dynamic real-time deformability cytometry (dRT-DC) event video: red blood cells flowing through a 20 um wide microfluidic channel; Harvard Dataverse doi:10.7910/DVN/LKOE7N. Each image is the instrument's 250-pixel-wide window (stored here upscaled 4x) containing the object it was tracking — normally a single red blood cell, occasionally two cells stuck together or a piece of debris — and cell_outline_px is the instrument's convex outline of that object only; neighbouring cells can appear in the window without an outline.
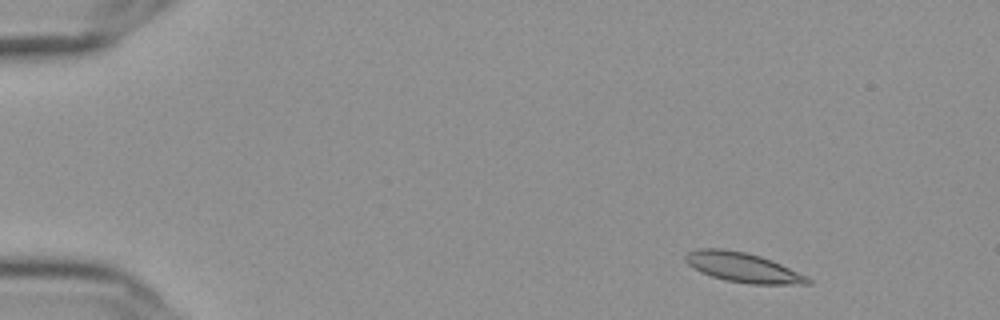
{"species": "Egyptian fruit bat (a non-hibernating species)", "species_latin": "Rousettus aegyptiacus", "temperature_condition": "cold", "stored_images_in_passage": 54, "camera_frame_rate_fps": 3000, "um_per_image_px": 0.085, "frame": {"image": 1, "passage_image": 4, "time_ms": 1.0, "image_size_px": [1000, 320], "cell_outline_px": [[812, 284], [752, 284], [724, 280], [700, 272], [688, 264], [684, 260], [684, 256], [688, 252], [700, 248], [720, 248], [744, 252], [760, 256], [772, 260], [808, 276], [812, 280]], "centroid_in_image_um": [63.16, 22.73], "position_along_channel_um": 21.8, "area_um2": 21.15}}
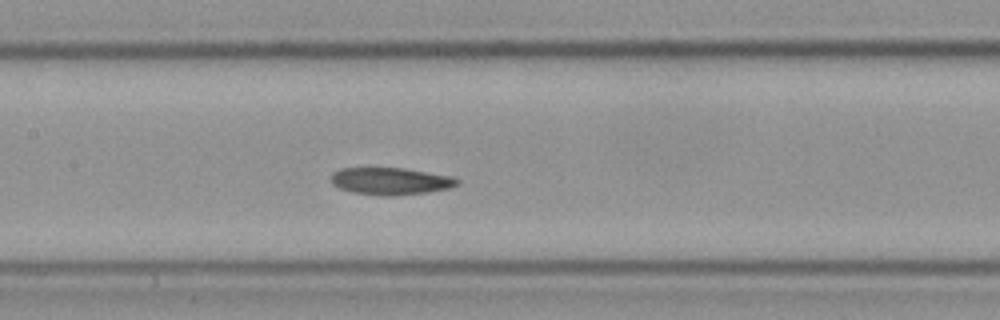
{"frame": {"image": 2, "passage_image": 25, "time_ms": 8.0, "image_size_px": [1000, 320], "cell_outline_px": [[460, 184], [448, 188], [428, 192], [392, 196], [380, 196], [352, 192], [340, 188], [332, 184], [332, 172], [340, 168], [404, 168], [452, 176], [460, 180]], "centroid_in_image_um": [33.21, 15.4], "position_along_channel_um": 174.2, "area_um2": 20.06}}
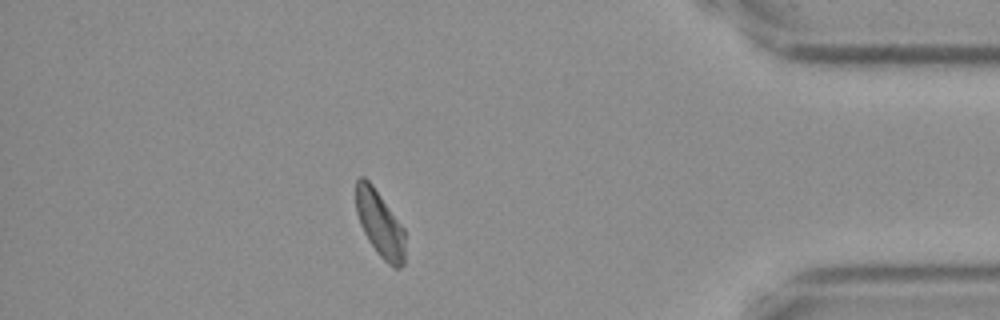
{"frame": {"image": 3, "passage_image": 47, "time_ms": 15.333, "image_size_px": [1000, 320], "cell_outline_px": [[404, 264], [400, 268], [392, 268], [376, 252], [368, 240], [360, 224], [356, 212], [356, 180], [360, 176], [364, 176], [372, 184], [404, 228]], "centroid_in_image_um": [32.28, 19.04], "position_along_channel_um": 402.9, "area_um2": 18.9}}